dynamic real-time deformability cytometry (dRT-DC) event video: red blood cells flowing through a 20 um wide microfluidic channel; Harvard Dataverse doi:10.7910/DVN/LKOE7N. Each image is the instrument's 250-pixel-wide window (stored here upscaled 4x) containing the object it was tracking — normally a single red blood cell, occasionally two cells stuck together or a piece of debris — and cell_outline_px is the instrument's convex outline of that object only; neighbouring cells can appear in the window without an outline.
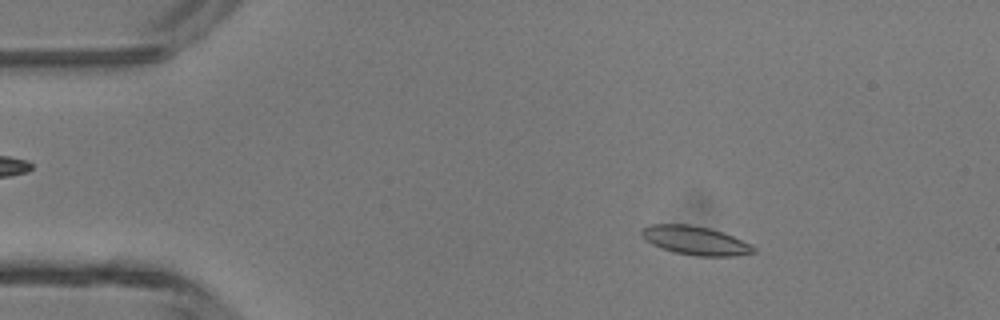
{"species": "common noctule bat (a hibernating species)", "species_latin": "Nyctalus noctula", "temperature_condition": "room temperature", "stored_images_in_passage": 46, "camera_frame_rate_fps": 3000, "um_per_image_px": 0.085, "animal": {"sex": "male", "body_mass_g": 13.3}, "frame": {"image": 1, "passage_image": 7, "time_ms": 2.0, "image_size_px": [1000, 320], "cell_outline_px": [[756, 252], [736, 256], [696, 256], [676, 252], [660, 248], [644, 240], [640, 236], [640, 228], [648, 224], [688, 224], [708, 228], [732, 236], [752, 244], [756, 248]], "centroid_in_image_um": [59.05, 20.44], "position_along_channel_um": 25.9, "area_um2": 18.9}}
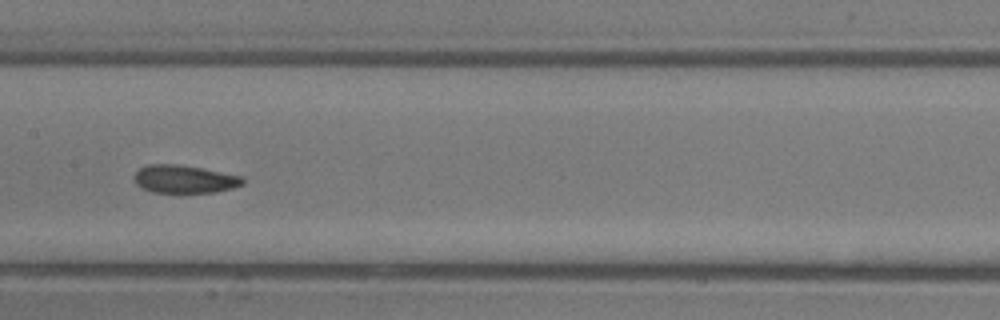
{"frame": {"image": 2, "passage_image": 23, "time_ms": 7.333, "image_size_px": [1000, 320], "cell_outline_px": [[244, 184], [232, 188], [216, 192], [180, 196], [152, 192], [136, 184], [136, 172], [140, 168], [148, 164], [176, 164], [200, 168], [244, 176]], "centroid_in_image_um": [15.71, 15.28], "position_along_channel_um": 191.7, "area_um2": 18.38}}
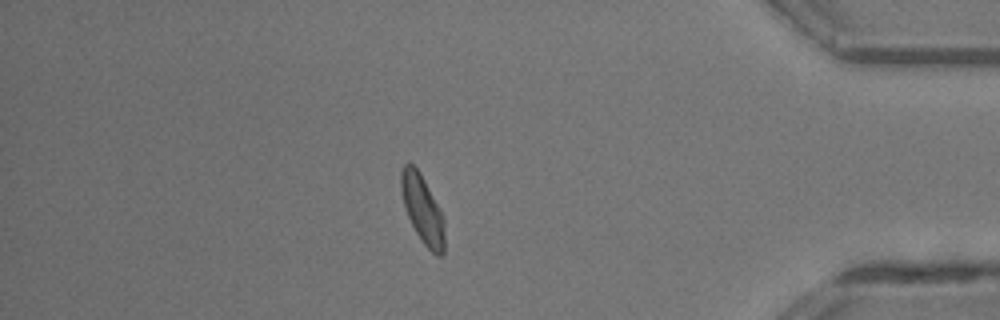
{"frame": {"image": 3, "passage_image": 40, "time_ms": 13.0, "image_size_px": [1000, 320], "cell_outline_px": [[444, 252], [440, 256], [436, 256], [420, 240], [408, 216], [400, 192], [400, 172], [404, 164], [412, 164], [420, 172], [440, 208], [444, 216]], "centroid_in_image_um": [35.91, 17.79], "position_along_channel_um": 399.3, "area_um2": 17.34}, "authors_computed_cell_mechanics": {"area_um2": 18.1203, "velocity_mm_per_s": 4.3655, "shape_relaxation_time_tau1_ms": 11.3239, "shape_relaxation_time_tau2_ms": 2.0838, "deformation_change_tau1": 0.2221, "deformation_change_tau2": 0.0907}}